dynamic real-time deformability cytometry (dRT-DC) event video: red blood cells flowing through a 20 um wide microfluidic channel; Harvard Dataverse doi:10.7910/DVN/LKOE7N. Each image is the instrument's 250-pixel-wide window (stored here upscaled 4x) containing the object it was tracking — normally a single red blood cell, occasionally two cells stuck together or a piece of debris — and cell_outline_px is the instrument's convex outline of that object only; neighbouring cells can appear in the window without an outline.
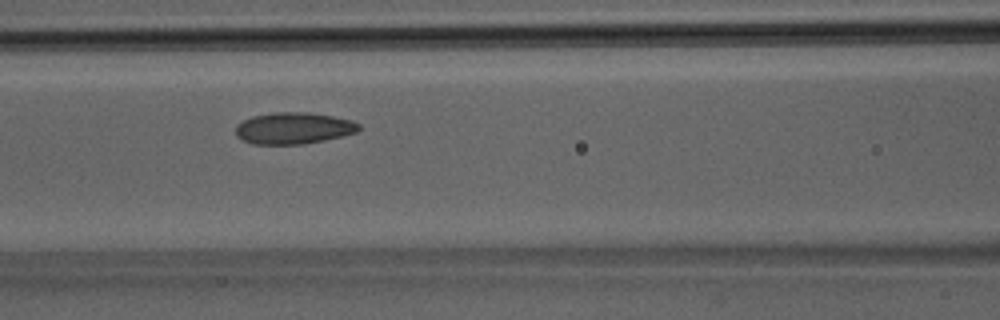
{"species": "Egyptian fruit bat (a non-hibernating species)", "species_latin": "Rousettus aegyptiacus", "temperature_condition": "room temperature", "stored_images_in_passage": 27, "camera_frame_rate_fps": 3000, "um_per_image_px": 0.085, "animal": {"sex": "male"}, "frame": {"image": 1, "passage_image": 8, "time_ms": 2.333, "image_size_px": [1000, 320], "cell_outline_px": [[360, 128], [356, 132], [324, 140], [304, 144], [252, 144], [240, 140], [236, 136], [236, 124], [252, 116], [272, 112], [308, 112], [332, 116], [352, 120], [360, 124]], "centroid_in_image_um": [24.91, 10.89], "position_along_channel_um": 141.7, "area_um2": 22.77}}
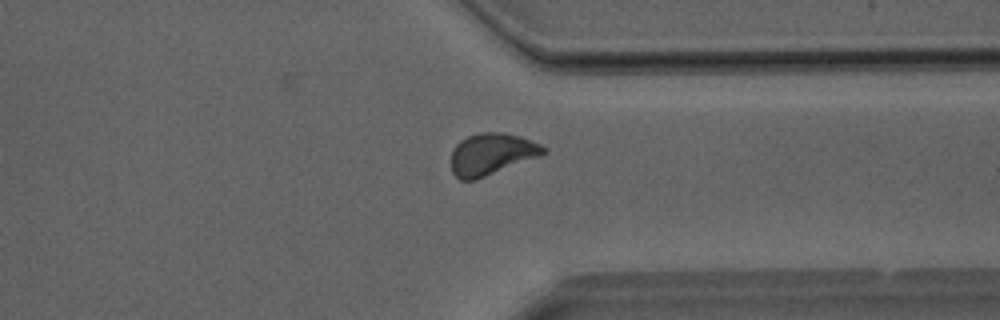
{"frame": {"image": 2, "passage_image": 21, "time_ms": 6.667, "image_size_px": [1000, 320], "cell_outline_px": [[548, 152], [540, 156], [476, 180], [460, 180], [452, 172], [452, 148], [460, 140], [468, 136], [480, 132], [504, 132], [520, 136], [540, 144], [548, 148]], "centroid_in_image_um": [41.8, 13.09], "position_along_channel_um": 369.6, "area_um2": 22.6}}
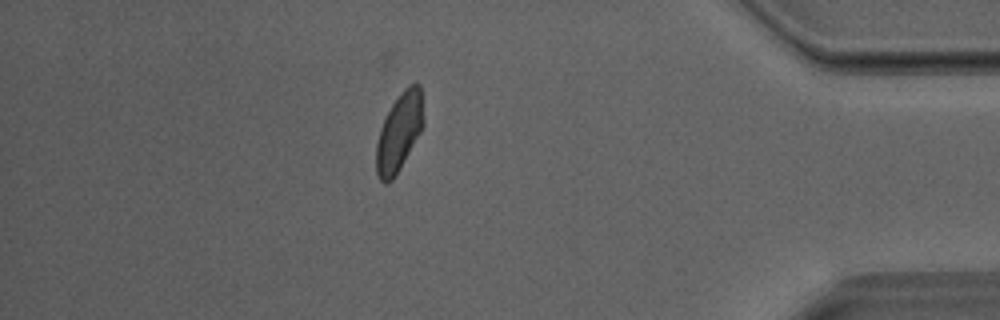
{"frame": {"image": 3, "passage_image": 25, "time_ms": 8.0, "image_size_px": [1000, 320], "cell_outline_px": [[424, 124], [420, 132], [392, 180], [384, 184], [380, 180], [376, 172], [376, 144], [380, 128], [392, 104], [404, 88], [408, 84], [420, 84], [424, 120]], "centroid_in_image_um": [33.92, 11.21], "position_along_channel_um": 401.3, "area_um2": 21.1}}